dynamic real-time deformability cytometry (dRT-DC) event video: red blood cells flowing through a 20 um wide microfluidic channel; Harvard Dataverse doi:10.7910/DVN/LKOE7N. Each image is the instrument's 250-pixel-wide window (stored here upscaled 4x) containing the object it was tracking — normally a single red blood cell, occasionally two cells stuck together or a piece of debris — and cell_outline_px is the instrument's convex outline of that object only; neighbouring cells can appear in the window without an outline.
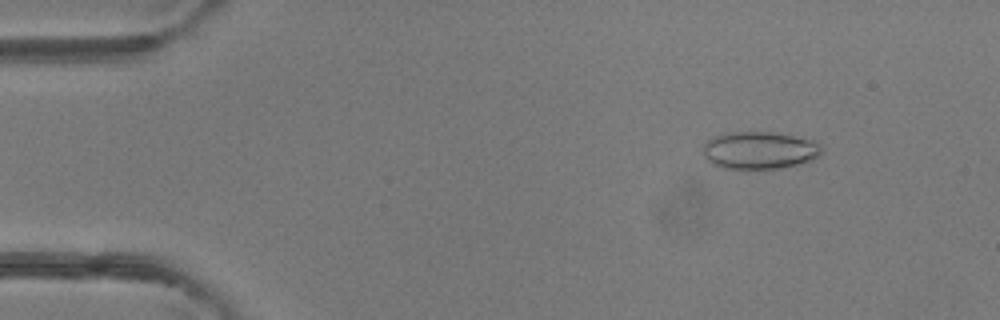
{"species": "common noctule bat (a hibernating species)", "species_latin": "Nyctalus noctula", "temperature_condition": "room temperature", "stored_images_in_passage": 49, "camera_frame_rate_fps": 3000, "um_per_image_px": 0.085, "animal": {"sex": "female"}, "frame": {"image": 1, "passage_image": 6, "time_ms": 1.667, "image_size_px": [1000, 320], "cell_outline_px": [[820, 156], [812, 160], [780, 168], [748, 172], [720, 168], [712, 164], [704, 156], [704, 144], [708, 140], [716, 136], [732, 132], [772, 132], [812, 140], [820, 144]], "centroid_in_image_um": [64.52, 12.83], "position_along_channel_um": 20.5, "area_um2": 26.36}}
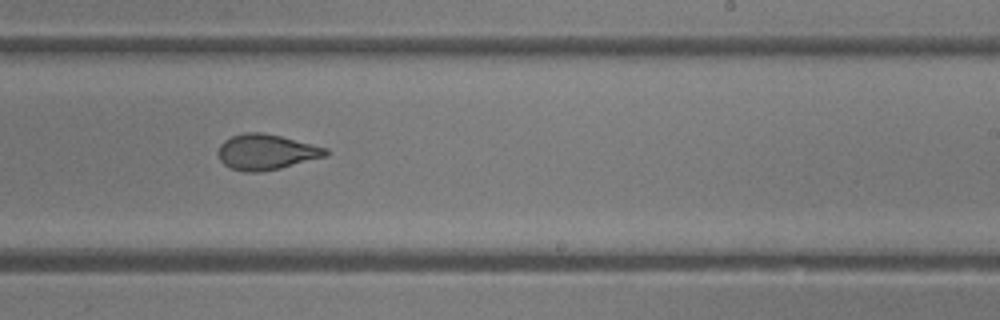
{"frame": {"image": 2, "passage_image": 30, "time_ms": 9.667, "image_size_px": [1000, 320], "cell_outline_px": [[328, 156], [280, 168], [260, 172], [244, 172], [232, 168], [224, 164], [220, 160], [216, 152], [220, 144], [224, 140], [232, 136], [244, 132], [260, 132], [280, 136], [328, 148]], "centroid_in_image_um": [22.61, 12.92], "position_along_channel_um": 266.4, "area_um2": 22.31}}
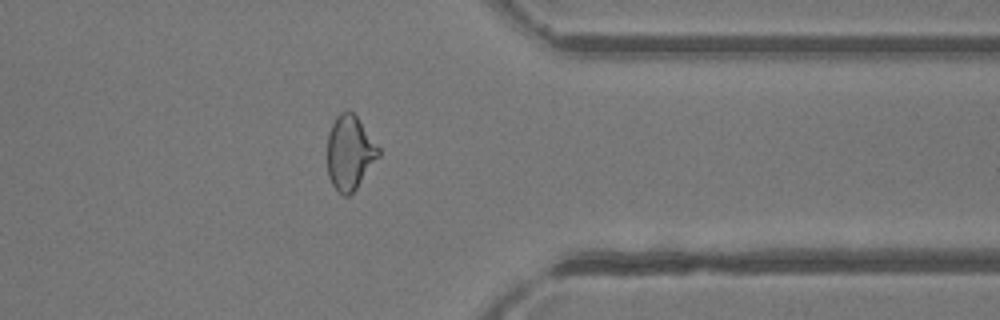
{"frame": {"image": 3, "passage_image": 39, "time_ms": 12.667, "image_size_px": [1000, 320], "cell_outline_px": [[380, 156], [356, 188], [348, 196], [344, 196], [332, 184], [328, 176], [328, 132], [336, 116], [340, 112], [352, 112], [356, 116], [380, 148]], "centroid_in_image_um": [29.73, 12.98], "position_along_channel_um": 381.7, "area_um2": 21.91}, "authors_computed_cell_mechanics": {"area_um2": 23.5246, "velocity_mm_per_s": 4.1844, "shape_relaxation_time_tau1_ms": null, "shape_relaxation_time_tau2_ms": 1.2517, "deformation_change_tau1": null, "deformation_change_tau2": 0.065}}